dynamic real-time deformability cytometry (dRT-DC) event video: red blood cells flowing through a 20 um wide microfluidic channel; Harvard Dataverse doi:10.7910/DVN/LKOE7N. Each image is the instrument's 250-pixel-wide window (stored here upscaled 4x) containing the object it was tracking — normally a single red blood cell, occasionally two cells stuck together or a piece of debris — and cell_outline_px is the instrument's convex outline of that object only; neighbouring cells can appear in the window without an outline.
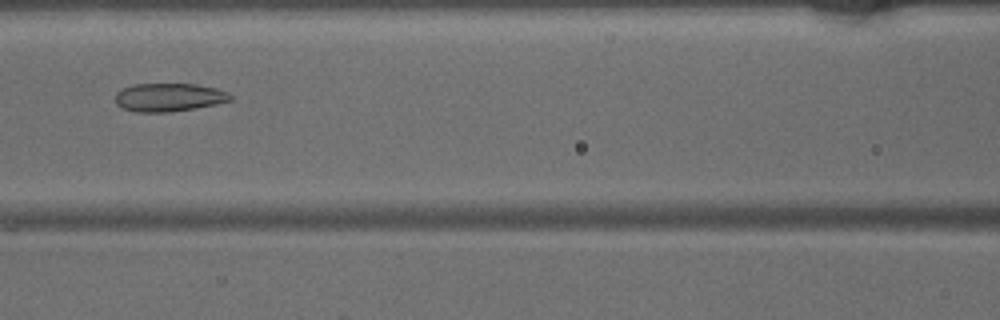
{"species": "common noctule bat (a hibernating species)", "species_latin": "Nyctalus noctula", "temperature_condition": "warm", "stored_images_in_passage": 46, "camera_frame_rate_fps": 3000, "um_per_image_px": 0.085, "animal": {"sex": "male", "body_mass_g": 15.6}, "frame": {"image": 1, "passage_image": 20, "time_ms": 6.333, "image_size_px": [1000, 320], "cell_outline_px": [[232, 100], [216, 104], [196, 108], [172, 112], [136, 112], [120, 108], [116, 104], [116, 92], [124, 88], [136, 84], [196, 84], [216, 88], [228, 92], [232, 96]], "centroid_in_image_um": [14.36, 8.28], "position_along_channel_um": 152.2, "area_um2": 19.07}}
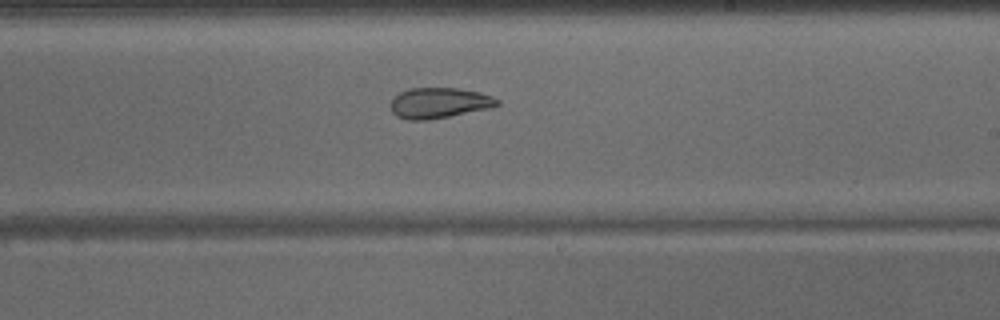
{"frame": {"image": 2, "passage_image": 27, "time_ms": 8.667, "image_size_px": [1000, 320], "cell_outline_px": [[500, 104], [488, 108], [428, 120], [408, 120], [396, 116], [392, 112], [392, 96], [400, 92], [412, 88], [460, 88], [480, 92], [492, 96], [500, 100]], "centroid_in_image_um": [37.32, 8.74], "position_along_channel_um": 251.7, "area_um2": 18.9}}
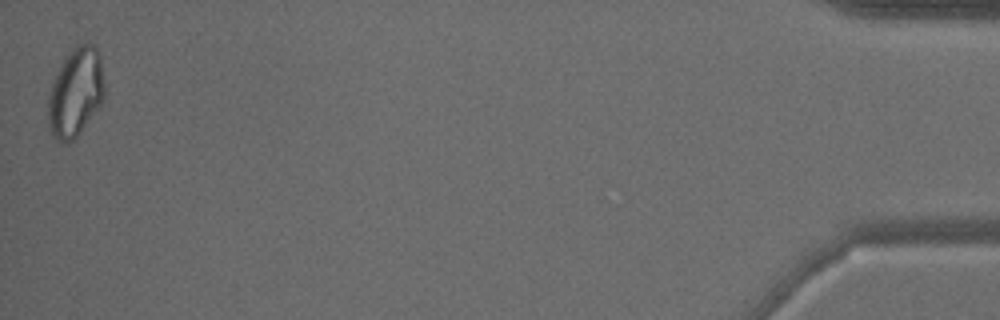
{"frame": {"image": 3, "passage_image": 46, "time_ms": 15.0, "image_size_px": [1000, 320], "cell_outline_px": [[104, 100], [80, 132], [72, 140], [64, 144], [56, 140], [52, 136], [48, 128], [48, 100], [52, 80], [68, 52], [72, 48], [88, 40], [96, 44], [100, 52], [104, 76]], "centroid_in_image_um": [6.44, 7.81], "position_along_channel_um": 428.8, "area_um2": 29.77}}